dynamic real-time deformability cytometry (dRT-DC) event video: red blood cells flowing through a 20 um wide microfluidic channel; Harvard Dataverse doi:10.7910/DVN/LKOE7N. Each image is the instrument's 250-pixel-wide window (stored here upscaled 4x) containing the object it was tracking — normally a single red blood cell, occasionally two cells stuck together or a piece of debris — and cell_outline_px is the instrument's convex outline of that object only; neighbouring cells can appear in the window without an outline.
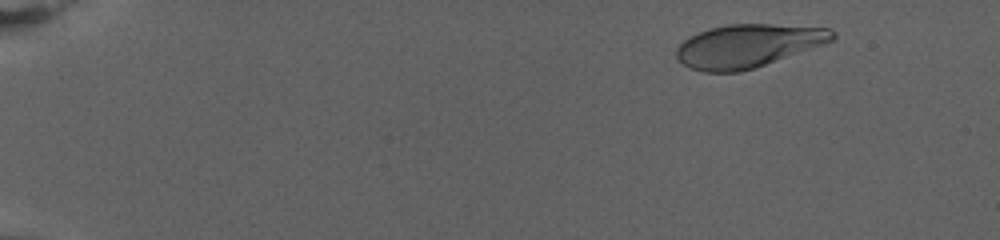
{"species": "human", "species_latin": "Homo sapiens", "temperature_condition": "warm", "stored_images_in_passage": 74, "camera_frame_rate_fps": 3000, "um_per_image_px": 0.085, "donor": {"sex": "female"}, "frame": {"image": 1, "passage_image": 8, "time_ms": 2.333, "image_size_px": [1000, 240], "cell_outline_px": [[836, 36], [832, 40], [764, 64], [740, 72], [704, 72], [688, 68], [676, 56], [676, 48], [684, 40], [708, 28], [728, 24], [768, 24], [832, 28], [836, 32]], "centroid_in_image_um": [63.53, 3.88], "position_along_channel_um": 21.5, "area_um2": 38.61}}
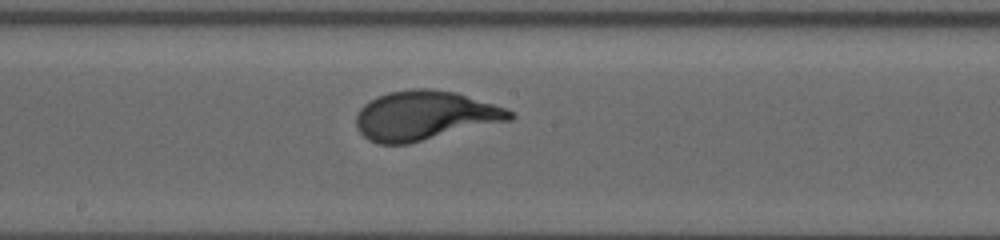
{"frame": {"image": 2, "passage_image": 45, "time_ms": 14.667, "image_size_px": [1000, 240], "cell_outline_px": [[516, 116], [512, 120], [408, 144], [380, 144], [368, 140], [356, 128], [356, 112], [368, 100], [376, 96], [388, 92], [412, 88], [432, 88], [456, 92], [504, 108], [512, 112]], "centroid_in_image_um": [36.07, 9.82], "position_along_channel_um": 212.1, "area_um2": 44.39}}
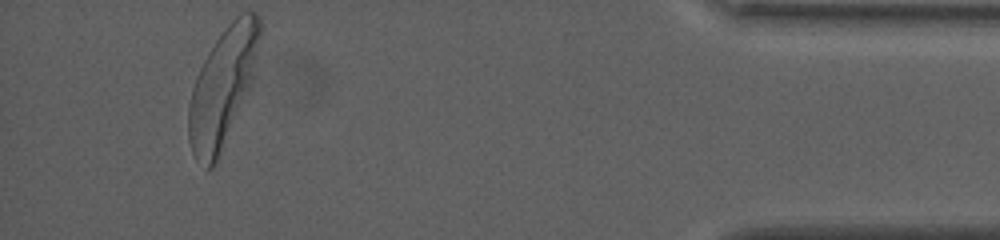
{"frame": {"image": 3, "passage_image": 74, "time_ms": 24.333, "image_size_px": [1000, 240], "cell_outline_px": [[264, 28], [252, 84], [216, 164], [212, 168], [208, 168], [196, 160], [192, 152], [188, 140], [188, 104], [192, 88], [196, 76], [208, 52], [224, 28], [240, 12], [256, 12], [260, 16]], "centroid_in_image_um": [18.97, 7.36], "position_along_channel_um": 416.2, "area_um2": 49.65}, "authors_computed_cell_mechanics": {"area_um2": 41.8183, "velocity_mm_per_s": 2.6569, "shape_relaxation_time_tau1_ms": 3.7098, "shape_relaxation_time_tau2_ms": null, "deformation_change_tau1": 0.2107, "deformation_change_tau2": null}}